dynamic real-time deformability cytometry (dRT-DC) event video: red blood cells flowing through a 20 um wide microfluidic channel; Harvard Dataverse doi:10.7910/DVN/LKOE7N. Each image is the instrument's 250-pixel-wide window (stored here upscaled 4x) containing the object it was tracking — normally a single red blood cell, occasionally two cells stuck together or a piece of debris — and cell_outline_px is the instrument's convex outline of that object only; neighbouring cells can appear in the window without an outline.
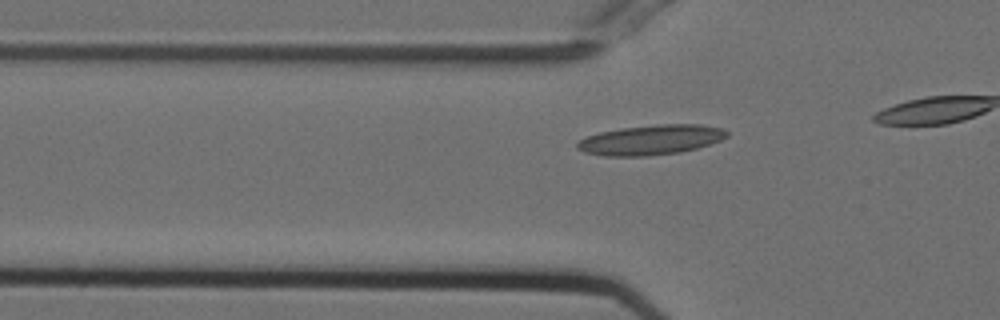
{"species": "Egyptian fruit bat (a non-hibernating species)", "species_latin": "Rousettus aegyptiacus", "temperature_condition": "cold", "stored_images_in_passage": 21, "camera_frame_rate_fps": 3000, "um_per_image_px": 0.085, "animal": {"sex": "female"}, "frame": {"image": 1, "passage_image": 15, "time_ms": 4.667, "image_size_px": [1000, 320], "cell_outline_px": [[728, 136], [720, 140], [696, 148], [680, 152], [648, 156], [604, 156], [584, 152], [576, 148], [576, 144], [580, 140], [588, 136], [600, 132], [620, 128], [656, 124], [700, 124], [724, 128], [728, 132]], "centroid_in_image_um": [55.33, 11.88], "position_along_channel_um": 70.5, "area_um2": 26.13}}